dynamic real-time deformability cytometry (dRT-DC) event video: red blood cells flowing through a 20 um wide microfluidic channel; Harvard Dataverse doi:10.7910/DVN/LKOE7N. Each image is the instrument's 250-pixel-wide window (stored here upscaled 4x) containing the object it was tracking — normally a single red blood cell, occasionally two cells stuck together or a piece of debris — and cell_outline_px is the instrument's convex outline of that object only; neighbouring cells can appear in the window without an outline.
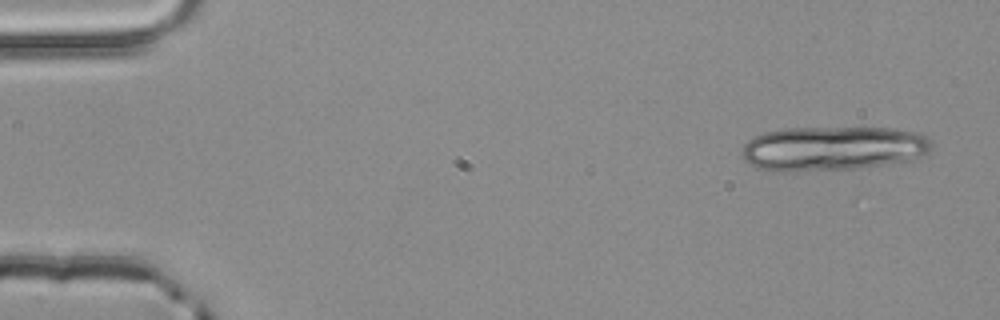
{"species": "common noctule bat (a hibernating species)", "species_latin": "Nyctalus noctula", "temperature_condition": "room temperature", "stored_images_in_passage": 23, "camera_frame_rate_fps": 3000, "um_per_image_px": 0.085, "animal": {"sex": "male", "body_mass_g": 20.4}, "frame": {"image": 1, "passage_image": 1, "time_ms": 0.0, "image_size_px": [1000, 320], "cell_outline_px": [[932, 148], [928, 152], [920, 156], [908, 160], [884, 164], [852, 168], [792, 172], [776, 172], [756, 168], [748, 164], [744, 160], [740, 152], [744, 144], [748, 140], [764, 132], [784, 128], [888, 128], [912, 132], [924, 136], [932, 144]], "centroid_in_image_um": [70.68, 12.62], "position_along_channel_um": 14.3, "area_um2": 49.01}}